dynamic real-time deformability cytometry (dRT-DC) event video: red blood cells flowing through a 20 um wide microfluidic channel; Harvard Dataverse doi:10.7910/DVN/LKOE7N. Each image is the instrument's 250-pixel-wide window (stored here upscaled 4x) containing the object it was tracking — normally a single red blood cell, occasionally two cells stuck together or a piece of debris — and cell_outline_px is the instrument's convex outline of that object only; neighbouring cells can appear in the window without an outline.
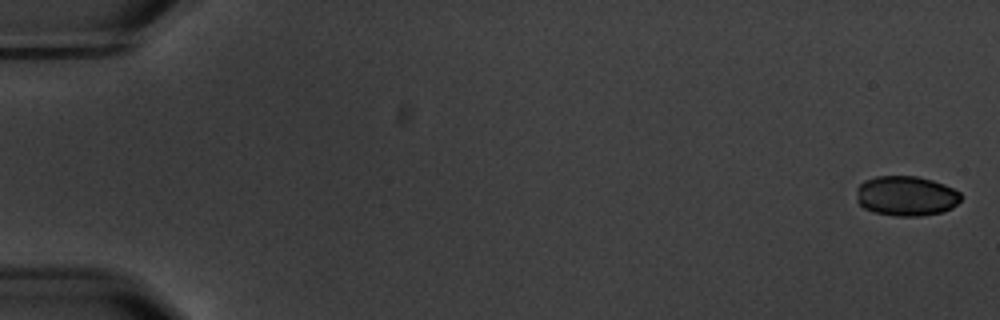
{"species": "common noctule bat (a hibernating species)", "species_latin": "Nyctalus noctula", "temperature_condition": "warm", "stored_images_in_passage": 6, "camera_frame_rate_fps": 3000, "um_per_image_px": 0.085, "animal": {"sex": "male", "body_mass_g": 20.1, "forearm_length_mm": 53.5}, "frame": {"image": 1, "passage_image": 1, "time_ms": 0.0, "image_size_px": [1000, 320], "cell_outline_px": [[960, 200], [952, 208], [944, 212], [920, 216], [896, 216], [872, 212], [864, 208], [856, 200], [856, 188], [864, 180], [876, 176], [916, 176], [932, 180], [944, 184], [960, 192]], "centroid_in_image_um": [77.0, 16.66], "position_along_channel_um": 8.0, "area_um2": 24.51}}
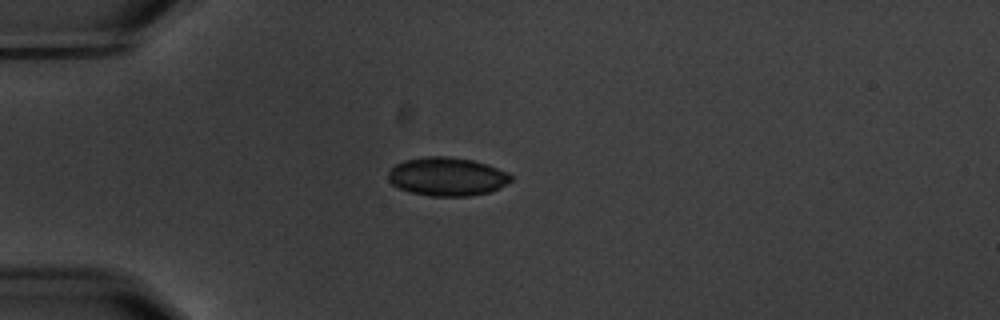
{"frame": {"image": 2, "passage_image": 5, "time_ms": 5.0, "image_size_px": [1000, 320], "cell_outline_px": [[512, 180], [500, 188], [488, 192], [472, 196], [428, 196], [412, 192], [400, 188], [392, 184], [388, 180], [388, 172], [396, 164], [404, 160], [424, 156], [448, 156], [472, 160], [508, 172], [512, 176]], "centroid_in_image_um": [37.99, 15.01], "position_along_channel_um": 47.0, "area_um2": 27.51}}